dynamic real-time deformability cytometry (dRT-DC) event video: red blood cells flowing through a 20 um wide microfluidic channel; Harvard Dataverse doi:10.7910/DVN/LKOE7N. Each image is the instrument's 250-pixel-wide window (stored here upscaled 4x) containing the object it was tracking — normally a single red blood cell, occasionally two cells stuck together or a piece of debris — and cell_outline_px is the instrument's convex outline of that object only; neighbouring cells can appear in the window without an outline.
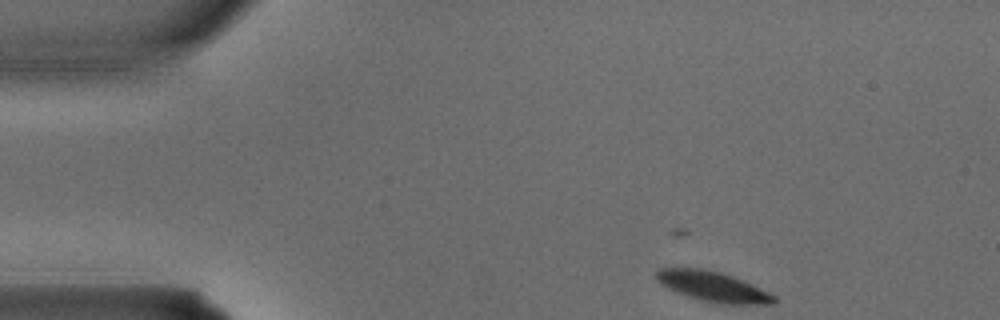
{"species": "common noctule bat (a hibernating species)", "species_latin": "Nyctalus noctula", "temperature_condition": "warm", "stored_images_in_passage": 3, "segment_of_instrument_passage": [1, 2], "camera_frame_rate_fps": 3000, "um_per_image_px": 0.085, "animal": {"sex": "male", "body_mass_g": 15.6}, "frame": {"image": 1, "passage_image": 1, "time_ms": 0.0, "image_size_px": [1000, 320], "cell_outline_px": [[776, 304], [720, 304], [700, 300], [676, 292], [660, 284], [656, 280], [656, 272], [660, 268], [700, 268], [732, 276], [752, 284], [776, 296]], "centroid_in_image_um": [60.59, 24.37], "position_along_channel_um": 24.4, "area_um2": 20.52}}